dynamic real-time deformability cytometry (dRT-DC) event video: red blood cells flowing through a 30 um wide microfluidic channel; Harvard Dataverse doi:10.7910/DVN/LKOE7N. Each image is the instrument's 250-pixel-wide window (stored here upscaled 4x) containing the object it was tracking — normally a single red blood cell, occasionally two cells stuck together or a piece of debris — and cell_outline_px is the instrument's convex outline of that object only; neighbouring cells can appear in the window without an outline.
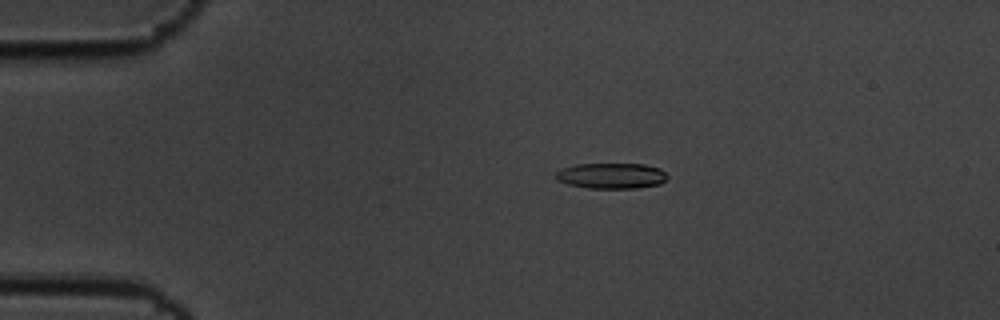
{"species": "common noctule bat (a hibernating species)", "species_latin": "Nyctalus noctula", "temperature_condition": "cold", "stored_images_in_passage": 54, "camera_frame_rate_fps": 3000, "um_per_image_px": 0.085, "animal": {"sex": "male", "body_mass_g": 19.5, "forearm_length_mm": 54.6}, "frame": {"image": 1, "passage_image": 8, "time_ms": 2.333, "image_size_px": [1000, 320], "cell_outline_px": [[668, 176], [660, 184], [636, 188], [588, 188], [568, 184], [556, 180], [556, 172], [560, 168], [576, 164], [644, 164], [660, 168]], "centroid_in_image_um": [51.94, 14.93], "position_along_channel_um": 33.1, "area_um2": 16.7}}
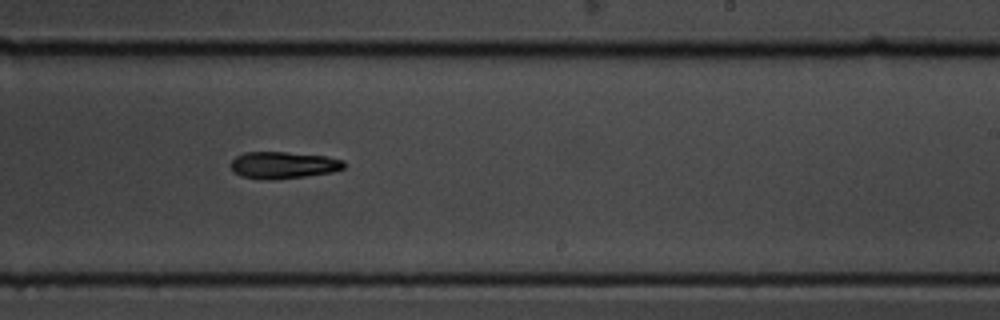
{"frame": {"image": 2, "passage_image": 32, "time_ms": 10.333, "image_size_px": [1000, 320], "cell_outline_px": [[344, 168], [332, 172], [304, 176], [272, 180], [268, 180], [240, 176], [232, 168], [232, 160], [236, 156], [244, 152], [284, 152], [324, 156], [344, 160]], "centroid_in_image_um": [24.08, 14.03], "position_along_channel_um": 264.9, "area_um2": 17.51}}
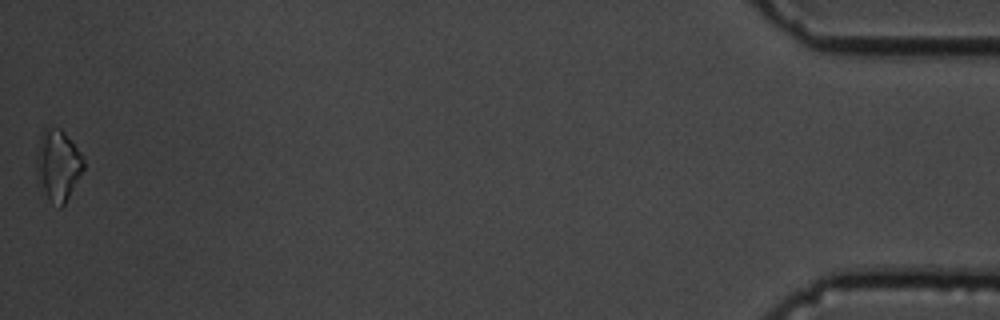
{"frame": {"image": 3, "passage_image": 54, "time_ms": 17.667, "image_size_px": [1000, 320], "cell_outline_px": [[84, 168], [64, 204], [60, 208], [48, 196], [36, 180], [36, 156], [40, 132], [44, 128], [60, 128], [64, 132], [80, 152], [84, 160]], "centroid_in_image_um": [4.9, 13.99], "position_along_channel_um": 430.3, "area_um2": 19.25}, "authors_computed_cell_mechanics": {"area_um2": 17.2822, "velocity_mm_per_s": 3.4871, "shape_relaxation_time_tau1_ms": 2.0255, "shape_relaxation_time_tau2_ms": null, "deformation_change_tau1": 0.1214, "deformation_change_tau2": null}}